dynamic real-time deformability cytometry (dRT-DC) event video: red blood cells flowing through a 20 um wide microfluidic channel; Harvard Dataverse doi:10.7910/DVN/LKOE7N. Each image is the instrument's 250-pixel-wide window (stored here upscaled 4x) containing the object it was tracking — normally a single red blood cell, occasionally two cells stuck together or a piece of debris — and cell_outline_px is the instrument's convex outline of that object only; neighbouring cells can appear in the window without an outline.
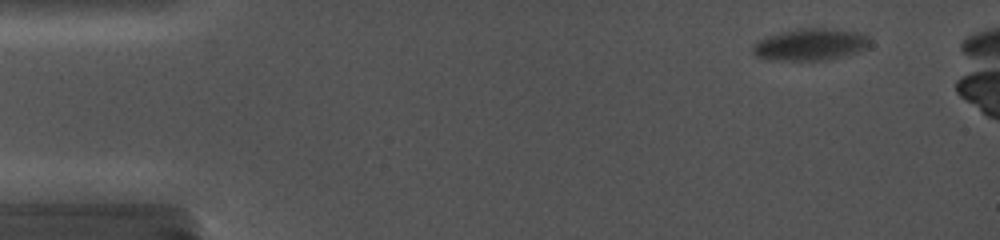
{"species": "common noctule bat (a hibernating species)", "species_latin": "Nyctalus noctula", "temperature_condition": "cold", "stored_images_in_passage": 80, "camera_frame_rate_fps": 5000, "um_per_image_px": 0.085, "animal": {"sex": "female", "body_mass_g": 19.0, "forearm_length_mm": 56.7}, "frame": {"image": 1, "passage_image": 1, "time_ms": 0.0, "image_size_px": [1000, 240], "cell_outline_px": [[868, 48], [856, 52], [824, 60], [768, 60], [756, 56], [752, 52], [752, 44], [768, 36], [780, 32], [800, 28], [840, 28], [864, 32], [868, 36]], "centroid_in_image_um": [68.89, 3.76], "position_along_channel_um": 16.1, "area_um2": 21.96}}
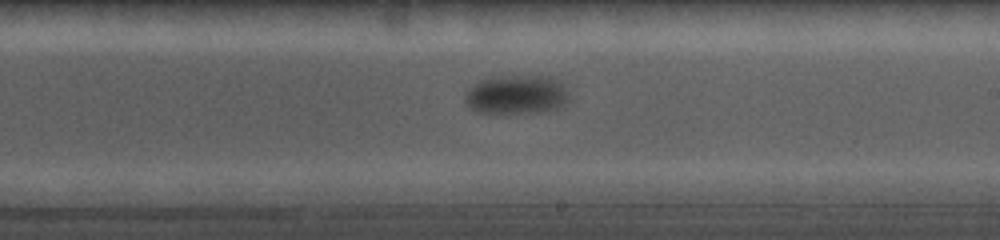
{"frame": {"image": 2, "passage_image": 49, "time_ms": 9.4, "image_size_px": [1000, 240], "cell_outline_px": [[568, 100], [564, 104], [556, 108], [516, 112], [476, 112], [464, 100], [464, 92], [472, 84], [488, 76], [552, 76], [560, 80], [568, 92]], "centroid_in_image_um": [43.85, 7.98], "position_along_channel_um": 245.1, "area_um2": 23.47}}
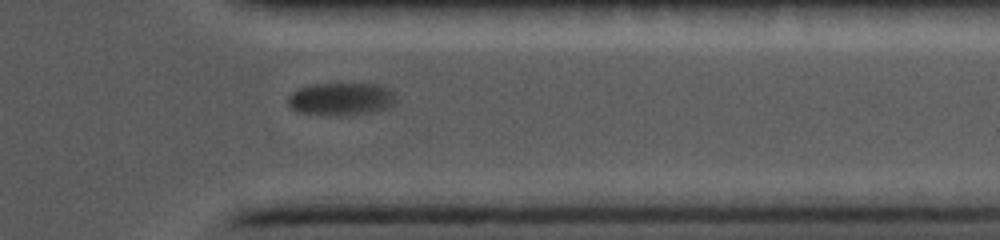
{"frame": {"image": 3, "passage_image": 73, "time_ms": 13.2, "image_size_px": [1000, 240], "cell_outline_px": [[396, 100], [392, 104], [384, 108], [360, 112], [300, 112], [292, 108], [288, 104], [288, 96], [292, 92], [300, 88], [312, 84], [376, 84], [388, 88], [396, 96]], "centroid_in_image_um": [28.97, 8.33], "position_along_channel_um": 382.4, "area_um2": 19.13}}